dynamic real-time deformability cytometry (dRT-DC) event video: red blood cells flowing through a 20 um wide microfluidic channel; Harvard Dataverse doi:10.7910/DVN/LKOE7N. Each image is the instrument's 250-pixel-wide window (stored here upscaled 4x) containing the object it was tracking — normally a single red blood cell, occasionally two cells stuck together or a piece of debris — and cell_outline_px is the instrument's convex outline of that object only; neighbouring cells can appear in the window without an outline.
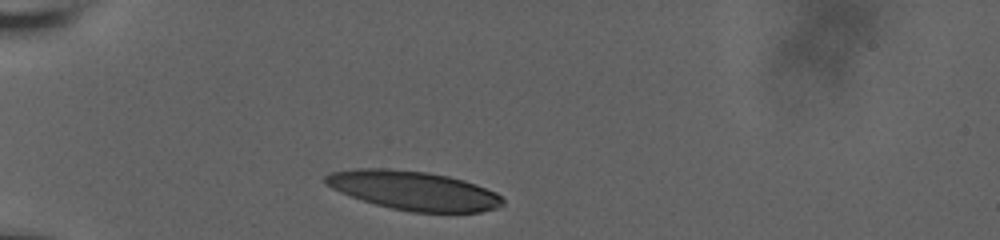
{"species": "human", "species_latin": "Homo sapiens", "temperature_condition": "room temperature", "stored_images_in_passage": 25, "camera_frame_rate_fps": 3000, "um_per_image_px": 0.085, "donor": {"sex": "male"}, "frame": {"image": 1, "passage_image": 1, "time_ms": 0.0, "image_size_px": [1000, 240], "cell_outline_px": [[504, 204], [496, 208], [480, 212], [412, 212], [392, 208], [376, 204], [340, 192], [332, 188], [324, 180], [324, 176], [332, 172], [356, 168], [384, 168], [428, 172], [448, 176], [464, 180], [476, 184], [496, 192], [504, 200]], "centroid_in_image_um": [35.18, 16.19], "position_along_channel_um": 49.8, "area_um2": 40.06}}
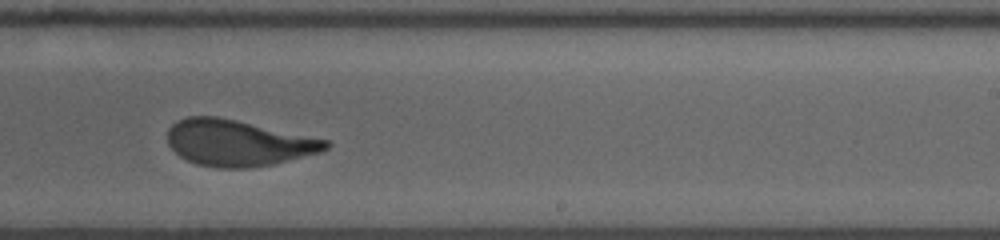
{"frame": {"image": 2, "passage_image": 15, "time_ms": 6.667, "image_size_px": [1000, 240], "cell_outline_px": [[332, 144], [328, 148], [320, 152], [272, 164], [248, 168], [216, 168], [196, 164], [180, 156], [168, 144], [168, 128], [176, 120], [188, 116], [216, 116], [236, 120], [328, 140]], "centroid_in_image_um": [20.2, 12.14], "position_along_channel_um": 268.8, "area_um2": 42.37}}
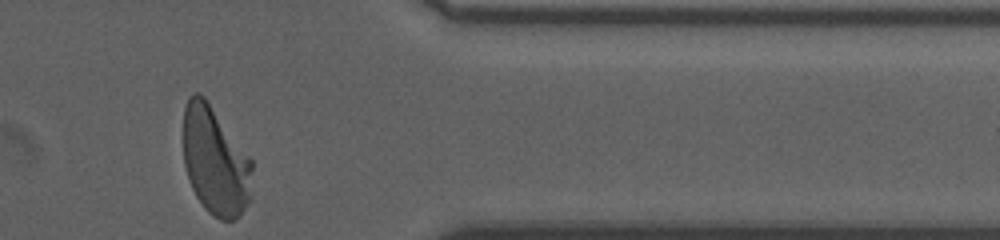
{"frame": {"image": 3, "passage_image": 25, "time_ms": 10.333, "image_size_px": [1000, 240], "cell_outline_px": [[252, 200], [236, 220], [220, 220], [212, 216], [204, 208], [196, 196], [188, 180], [184, 164], [184, 108], [188, 96], [192, 92], [200, 92], [204, 96], [252, 160]], "centroid_in_image_um": [18.3, 13.72], "position_along_channel_um": 393.1, "area_um2": 43.99}, "authors_computed_cell_mechanics": {"area_um2": 43.2344, "velocity_mm_per_s": 3.7557, "shape_relaxation_time_tau1_ms": 5.305, "shape_relaxation_time_tau2_ms": 1.0571, "deformation_change_tau1": 0.218, "deformation_change_tau2": 0.083}}